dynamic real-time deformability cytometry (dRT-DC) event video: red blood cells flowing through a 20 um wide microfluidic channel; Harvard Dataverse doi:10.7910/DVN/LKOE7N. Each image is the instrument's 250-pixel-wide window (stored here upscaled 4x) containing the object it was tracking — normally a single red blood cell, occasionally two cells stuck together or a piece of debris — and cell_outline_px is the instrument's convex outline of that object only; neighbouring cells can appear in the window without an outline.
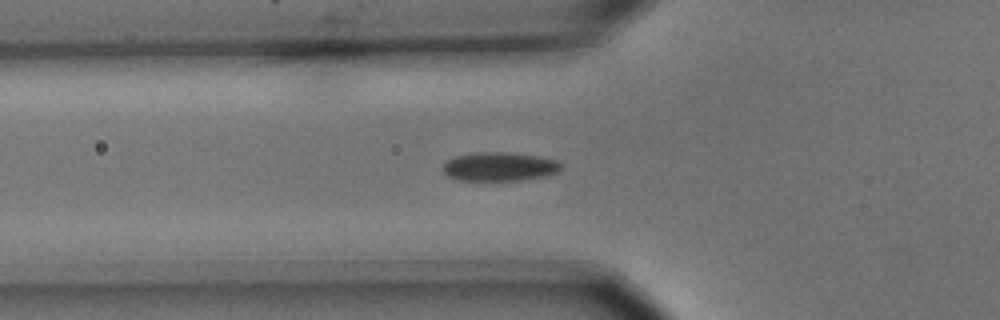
{"species": "common noctule bat (a hibernating species)", "species_latin": "Nyctalus noctula", "temperature_condition": "cold", "stored_images_in_passage": 4, "camera_frame_rate_fps": 3000, "um_per_image_px": 0.085, "animal": {"sex": "male", "body_mass_g": 15.6}, "frame": {"image": 1, "passage_image": 4, "time_ms": 1.0, "image_size_px": [1000, 320], "cell_outline_px": [[560, 168], [556, 172], [544, 176], [524, 180], [456, 180], [448, 176], [444, 172], [444, 164], [448, 160], [456, 156], [476, 152], [508, 152], [540, 156], [556, 160], [560, 164]], "centroid_in_image_um": [42.44, 14.16], "position_along_channel_um": 83.4, "area_um2": 19.71}}